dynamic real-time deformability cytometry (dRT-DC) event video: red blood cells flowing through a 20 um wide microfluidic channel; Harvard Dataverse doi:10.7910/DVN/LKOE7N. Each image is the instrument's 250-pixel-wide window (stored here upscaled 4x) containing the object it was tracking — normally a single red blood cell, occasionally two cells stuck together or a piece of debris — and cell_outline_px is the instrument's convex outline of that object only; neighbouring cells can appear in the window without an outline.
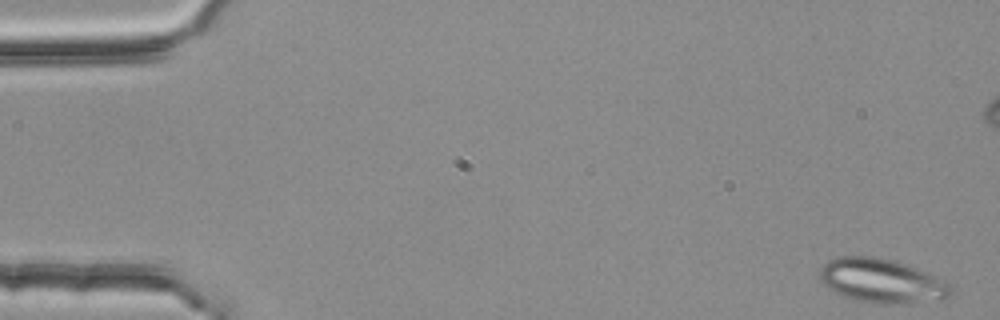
{"species": "common noctule bat (a hibernating species)", "species_latin": "Nyctalus noctula", "temperature_condition": "room temperature", "stored_images_in_passage": 5, "camera_frame_rate_fps": 3000, "um_per_image_px": 0.085, "animal": {"sex": "female", "body_mass_g": 25.1}, "frame": {"image": 1, "passage_image": 1, "time_ms": 0.0, "image_size_px": [1000, 320], "cell_outline_px": [[956, 288], [948, 296], [940, 300], [916, 304], [884, 304], [856, 300], [832, 292], [820, 280], [820, 268], [828, 260], [836, 256], [880, 256], [904, 264], [936, 276], [944, 280]], "centroid_in_image_um": [74.97, 23.88], "position_along_channel_um": 10.0, "area_um2": 34.22}}